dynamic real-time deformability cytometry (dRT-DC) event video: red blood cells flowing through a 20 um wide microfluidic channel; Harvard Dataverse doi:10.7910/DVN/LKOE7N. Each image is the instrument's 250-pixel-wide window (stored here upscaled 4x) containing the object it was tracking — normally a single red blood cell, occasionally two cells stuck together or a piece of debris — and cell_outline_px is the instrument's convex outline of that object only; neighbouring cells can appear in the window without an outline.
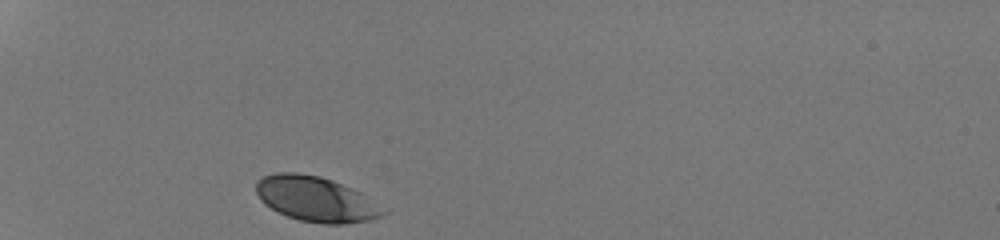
{"species": "human", "species_latin": "Homo sapiens", "temperature_condition": "room temperature", "stored_images_in_passage": 28, "camera_frame_rate_fps": 3000, "um_per_image_px": 0.085, "donor": {"sex": "male"}, "frame": {"image": 1, "passage_image": 1, "time_ms": 0.0, "image_size_px": [1000, 240], "cell_outline_px": [[388, 212], [380, 216], [368, 220], [344, 224], [324, 224], [300, 220], [276, 212], [264, 204], [260, 200], [256, 192], [256, 180], [264, 176], [276, 172], [296, 172], [320, 176], [332, 180], [352, 188], [360, 192]], "centroid_in_image_um": [26.8, 16.91], "position_along_channel_um": 58.2, "area_um2": 33.35}}
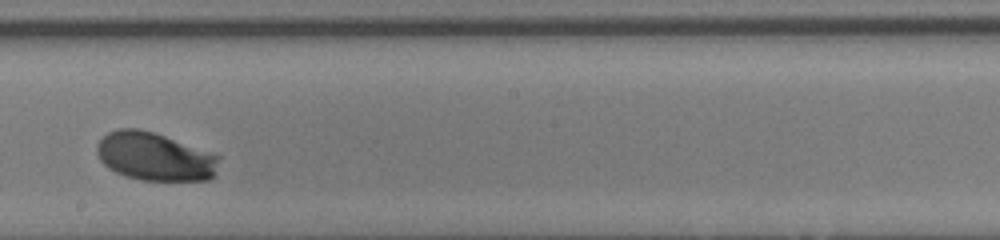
{"frame": {"image": 2, "passage_image": 16, "time_ms": 5.0, "image_size_px": [1000, 240], "cell_outline_px": [[220, 156], [216, 172], [208, 180], [144, 180], [124, 176], [108, 168], [100, 160], [96, 152], [96, 144], [108, 132], [116, 128], [140, 128], [164, 136]], "centroid_in_image_um": [13.11, 13.31], "position_along_channel_um": 235.1, "area_um2": 34.1}}
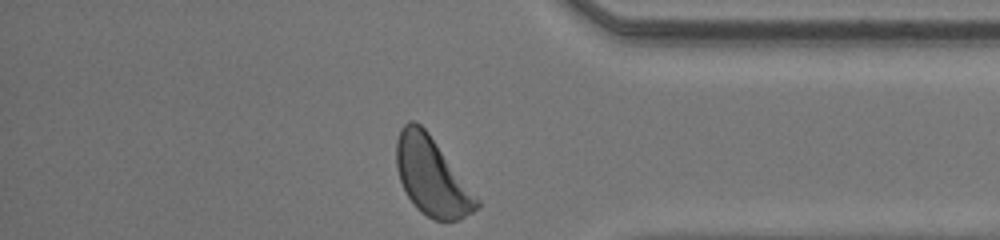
{"frame": {"image": 3, "passage_image": 28, "time_ms": 9.0, "image_size_px": [1000, 240], "cell_outline_px": [[480, 208], [460, 220], [432, 220], [420, 212], [416, 208], [408, 196], [400, 180], [396, 168], [396, 140], [400, 128], [408, 120], [416, 120], [428, 132], [480, 200]], "centroid_in_image_um": [36.69, 15.0], "position_along_channel_um": 398.5, "area_um2": 36.53}, "authors_computed_cell_mechanics": {"area_um2": 33.8997, "velocity_mm_per_s": 4.2575, "shape_relaxation_time_tau1_ms": 1.5602, "shape_relaxation_time_tau2_ms": null, "deformation_change_tau1": 0.1237, "deformation_change_tau2": null}}